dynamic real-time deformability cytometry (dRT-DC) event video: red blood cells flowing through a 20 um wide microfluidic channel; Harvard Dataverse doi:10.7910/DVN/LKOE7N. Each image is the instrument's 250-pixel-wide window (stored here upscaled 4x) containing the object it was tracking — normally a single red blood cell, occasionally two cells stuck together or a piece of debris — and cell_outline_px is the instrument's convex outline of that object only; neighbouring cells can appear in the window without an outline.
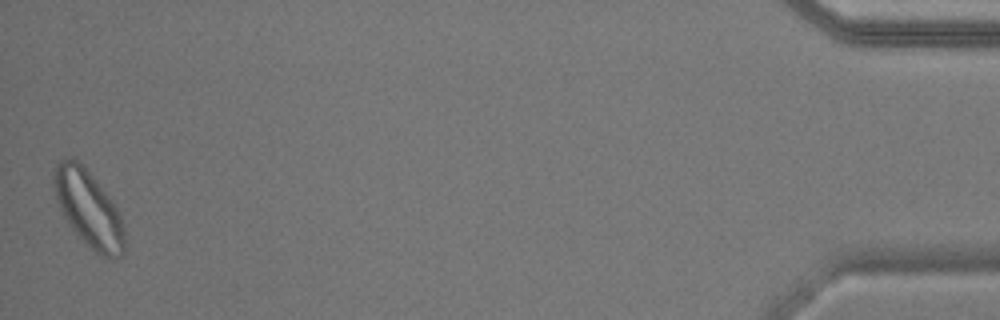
{"species": "common noctule bat (a hibernating species)", "species_latin": "Nyctalus noctula", "temperature_condition": "warm", "stored_images_in_passage": 41, "segment_of_instrument_passage": [2, 2], "camera_frame_rate_fps": 3000, "um_per_image_px": 0.085, "animal": {"sex": "male", "body_mass_g": 17.9}, "frame": {"image": 1, "passage_image": 41, "time_ms": 13.333, "image_size_px": [1000, 320], "cell_outline_px": [[124, 252], [120, 256], [100, 256], [72, 228], [64, 216], [60, 208], [52, 184], [52, 172], [56, 164], [64, 156], [72, 156], [88, 172], [112, 200], [120, 216], [124, 228]], "centroid_in_image_um": [7.49, 17.68], "position_along_channel_um": 427.7, "area_um2": 30.81}}